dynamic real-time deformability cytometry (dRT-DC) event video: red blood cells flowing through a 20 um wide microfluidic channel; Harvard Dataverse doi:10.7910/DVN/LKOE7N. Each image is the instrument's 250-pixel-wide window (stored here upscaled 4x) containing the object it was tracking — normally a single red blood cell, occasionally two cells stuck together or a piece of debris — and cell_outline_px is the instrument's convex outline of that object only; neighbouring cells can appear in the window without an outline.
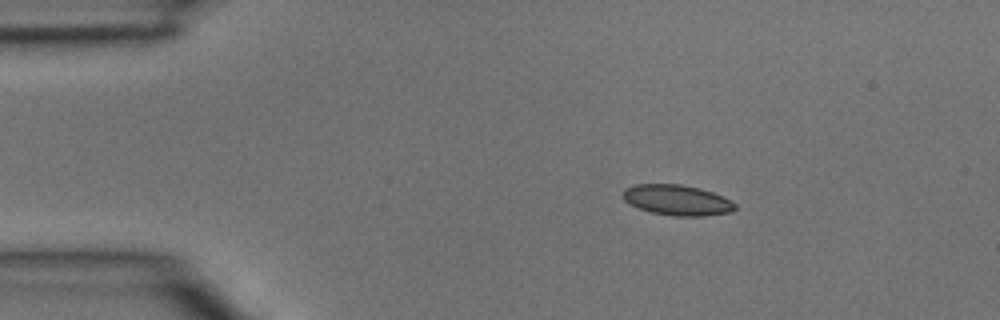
{"species": "common noctule bat (a hibernating species)", "species_latin": "Nyctalus noctula", "temperature_condition": "room temperature", "stored_images_in_passage": 2, "camera_frame_rate_fps": 3000, "um_per_image_px": 0.085, "animal": {"sex": "male", "body_mass_g": 15.6}, "frame": {"image": 1, "passage_image": 1, "time_ms": 0.0, "image_size_px": [1000, 320], "cell_outline_px": [[736, 208], [732, 212], [704, 216], [672, 216], [652, 212], [628, 204], [620, 196], [624, 188], [632, 184], [680, 184], [700, 188], [712, 192], [736, 204]], "centroid_in_image_um": [57.49, 17.0], "position_along_channel_um": 27.5, "area_um2": 20.06}}